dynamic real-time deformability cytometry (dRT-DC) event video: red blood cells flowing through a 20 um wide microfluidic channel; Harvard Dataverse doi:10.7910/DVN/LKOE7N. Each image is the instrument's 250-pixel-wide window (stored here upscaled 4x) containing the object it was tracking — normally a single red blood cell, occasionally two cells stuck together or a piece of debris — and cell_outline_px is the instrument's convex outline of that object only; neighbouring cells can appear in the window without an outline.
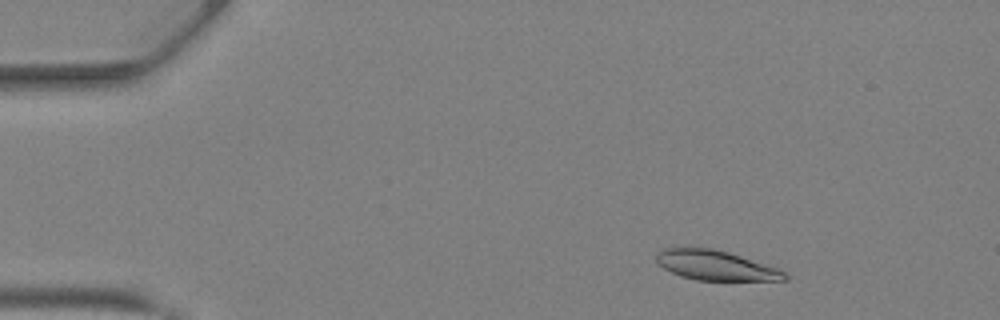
{"species": "Egyptian fruit bat (a non-hibernating species)", "species_latin": "Rousettus aegyptiacus", "temperature_condition": "warm", "stored_images_in_passage": 40, "camera_frame_rate_fps": 3000, "um_per_image_px": 0.085, "animal": {"sex": "female"}, "frame": {"image": 1, "passage_image": 4, "time_ms": 1.0, "image_size_px": [1000, 320], "cell_outline_px": [[788, 280], [696, 280], [680, 276], [664, 268], [656, 260], [656, 252], [664, 248], [712, 248], [728, 252], [776, 268], [784, 272], [788, 276]], "centroid_in_image_um": [60.79, 22.56], "position_along_channel_um": 24.2, "area_um2": 21.91}}
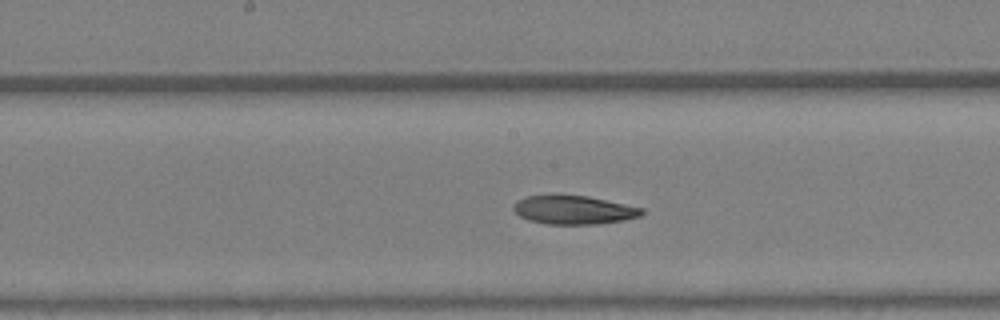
{"frame": {"image": 2, "passage_image": 20, "time_ms": 6.333, "image_size_px": [1000, 320], "cell_outline_px": [[644, 212], [640, 216], [624, 220], [596, 224], [548, 224], [528, 220], [520, 216], [512, 208], [516, 200], [528, 196], [588, 196], [644, 208]], "centroid_in_image_um": [48.78, 17.85], "position_along_channel_um": 199.4, "area_um2": 21.15}}
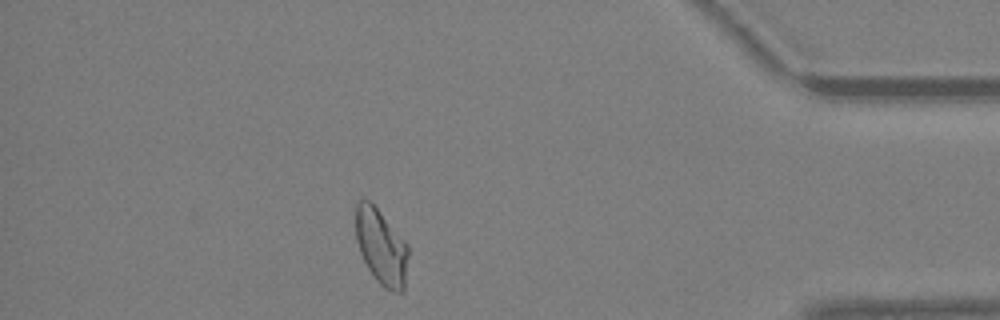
{"frame": {"image": 3, "passage_image": 35, "time_ms": 11.333, "image_size_px": [1000, 320], "cell_outline_px": [[408, 256], [404, 288], [400, 292], [392, 292], [384, 288], [376, 280], [368, 268], [360, 252], [356, 240], [356, 204], [360, 200], [368, 200], [376, 208], [408, 244]], "centroid_in_image_um": [32.41, 21.02], "position_along_channel_um": 402.8, "area_um2": 22.83}, "authors_computed_cell_mechanics": {"area_um2": 22.831, "velocity_mm_per_s": 4.8766, "shape_relaxation_time_tau1_ms": 11.1171, "shape_relaxation_time_tau2_ms": 4.7037, "deformation_change_tau1": 0.2686, "deformation_change_tau2": 0.1097}}